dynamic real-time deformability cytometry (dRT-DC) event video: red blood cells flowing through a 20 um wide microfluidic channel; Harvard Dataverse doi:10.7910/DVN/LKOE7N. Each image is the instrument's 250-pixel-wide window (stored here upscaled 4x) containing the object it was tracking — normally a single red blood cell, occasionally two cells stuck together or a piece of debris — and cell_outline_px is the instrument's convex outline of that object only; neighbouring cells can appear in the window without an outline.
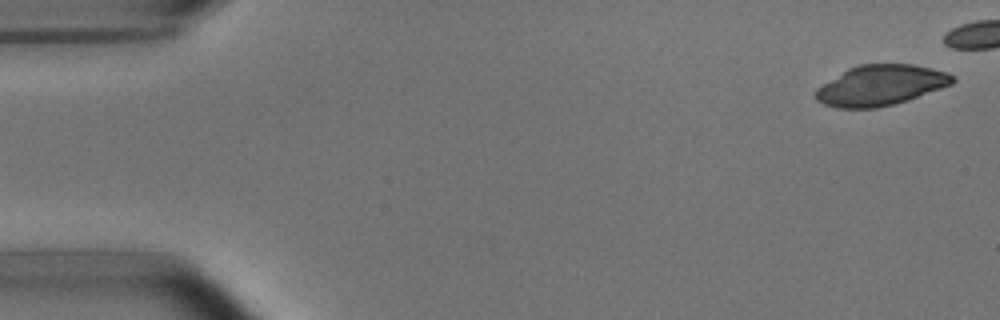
{"species": "common noctule bat (a hibernating species)", "species_latin": "Nyctalus noctula", "temperature_condition": "room temperature", "stored_images_in_passage": 4, "camera_frame_rate_fps": 3000, "um_per_image_px": 0.085, "animal": {"sex": "male", "body_mass_g": 15.6}, "frame": {"image": 1, "passage_image": 1, "time_ms": 0.0, "image_size_px": [1000, 320], "cell_outline_px": [[956, 80], [952, 84], [908, 100], [876, 108], [836, 108], [824, 104], [816, 100], [812, 96], [816, 88], [848, 68], [860, 64], [912, 64], [948, 72], [956, 76]], "centroid_in_image_um": [74.84, 7.25], "position_along_channel_um": 10.2, "area_um2": 32.37}}